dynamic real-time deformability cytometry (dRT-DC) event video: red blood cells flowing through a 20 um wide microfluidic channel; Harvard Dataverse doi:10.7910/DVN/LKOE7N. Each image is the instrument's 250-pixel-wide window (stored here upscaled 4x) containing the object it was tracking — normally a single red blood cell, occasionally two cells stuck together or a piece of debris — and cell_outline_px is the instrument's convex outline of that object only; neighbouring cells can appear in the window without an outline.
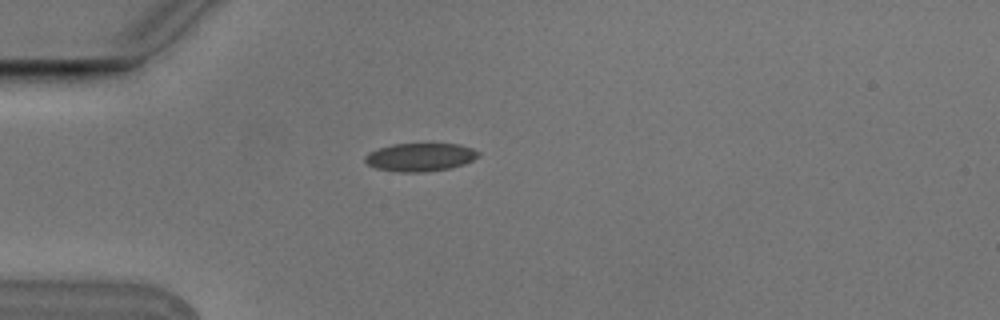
{"species": "Egyptian fruit bat (a non-hibernating species)", "species_latin": "Rousettus aegyptiacus", "temperature_condition": "cold", "stored_images_in_passage": 1, "camera_frame_rate_fps": 3000, "um_per_image_px": 0.085, "animal": {"sex": "male"}, "frame": {"image": 1, "passage_image": 1, "time_ms": 0.0, "image_size_px": [1000, 320], "cell_outline_px": [[480, 156], [464, 164], [448, 168], [424, 172], [400, 172], [376, 168], [368, 164], [364, 160], [364, 156], [368, 152], [392, 144], [460, 144], [472, 148], [480, 152]], "centroid_in_image_um": [35.72, 13.35], "position_along_channel_um": 49.3, "area_um2": 18.55}}